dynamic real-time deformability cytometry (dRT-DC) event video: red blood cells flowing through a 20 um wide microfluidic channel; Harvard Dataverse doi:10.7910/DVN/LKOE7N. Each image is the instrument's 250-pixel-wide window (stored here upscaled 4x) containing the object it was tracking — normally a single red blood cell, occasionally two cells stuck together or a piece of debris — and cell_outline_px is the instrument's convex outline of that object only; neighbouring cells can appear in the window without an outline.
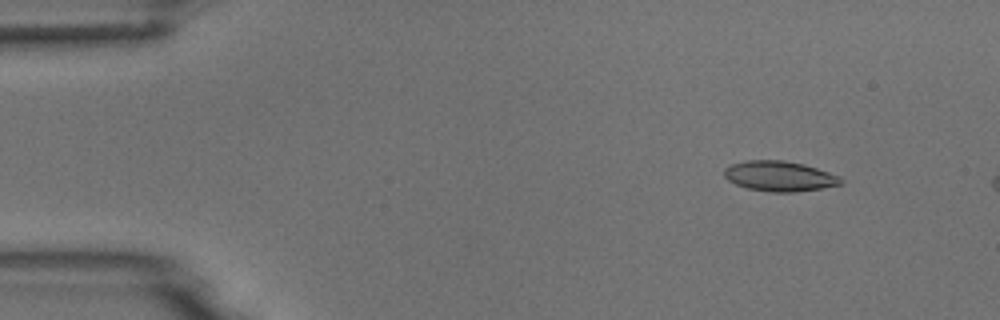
{"species": "common noctule bat (a hibernating species)", "species_latin": "Nyctalus noctula", "temperature_condition": "room temperature", "stored_images_in_passage": 4, "camera_frame_rate_fps": 3000, "um_per_image_px": 0.085, "animal": {"sex": "male", "body_mass_g": 18.8}, "frame": {"image": 1, "passage_image": 2, "time_ms": 1.0, "image_size_px": [1000, 320], "cell_outline_px": [[844, 184], [820, 188], [792, 192], [772, 192], [748, 188], [736, 184], [728, 180], [724, 176], [724, 168], [728, 164], [748, 160], [784, 160], [804, 164], [840, 176], [844, 180]], "centroid_in_image_um": [66.25, 14.96], "position_along_channel_um": 18.7, "area_um2": 20.58}}